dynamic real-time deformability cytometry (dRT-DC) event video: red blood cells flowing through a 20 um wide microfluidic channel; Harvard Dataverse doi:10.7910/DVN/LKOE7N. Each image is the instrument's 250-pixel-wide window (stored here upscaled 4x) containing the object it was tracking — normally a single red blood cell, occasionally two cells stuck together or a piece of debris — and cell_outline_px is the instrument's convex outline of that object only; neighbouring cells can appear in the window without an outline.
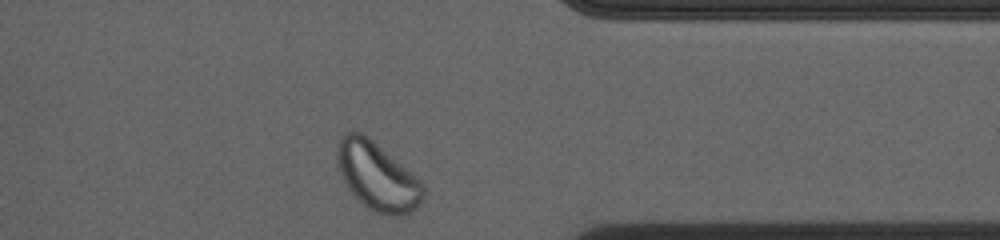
{"species": "common noctule bat (a hibernating species)", "species_latin": "Nyctalus noctula", "temperature_condition": "cold", "stored_images_in_passage": 32, "camera_frame_rate_fps": 3000, "um_per_image_px": 0.085, "animal": {"sex": "female", "body_mass_g": 23.0, "forearm_length_mm": 53.4}, "frame": {"image": 1, "passage_image": 32, "time_ms": 10.333, "image_size_px": [1000, 240], "cell_outline_px": [[424, 196], [420, 204], [416, 208], [400, 216], [388, 216], [376, 212], [368, 208], [348, 188], [340, 172], [336, 156], [336, 144], [340, 136], [348, 132], [360, 132], [368, 136], [404, 168], [424, 188]], "centroid_in_image_um": [32.01, 14.98], "position_along_channel_um": 379.4, "area_um2": 33.18}}